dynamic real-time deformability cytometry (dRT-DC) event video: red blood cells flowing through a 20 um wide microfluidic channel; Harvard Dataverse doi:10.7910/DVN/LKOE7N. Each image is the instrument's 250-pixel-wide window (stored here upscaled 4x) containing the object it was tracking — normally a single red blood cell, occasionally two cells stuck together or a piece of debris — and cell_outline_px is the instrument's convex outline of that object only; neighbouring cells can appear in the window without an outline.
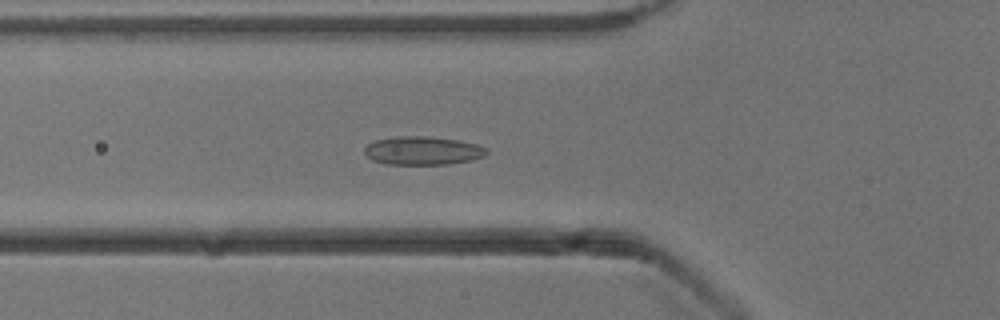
{"species": "common noctule bat (a hibernating species)", "species_latin": "Nyctalus noctula", "temperature_condition": "cold", "stored_images_in_passage": 52, "camera_frame_rate_fps": 3000, "um_per_image_px": 0.085, "animal": {"sex": "male", "body_mass_g": 13.3}, "frame": {"image": 1, "passage_image": 18, "time_ms": 5.667, "image_size_px": [1000, 320], "cell_outline_px": [[488, 152], [484, 156], [472, 160], [448, 164], [384, 164], [372, 160], [364, 152], [364, 148], [368, 144], [376, 140], [396, 136], [428, 136], [460, 140], [476, 144], [488, 148]], "centroid_in_image_um": [35.95, 12.8], "position_along_channel_um": 89.9, "area_um2": 20.35}}
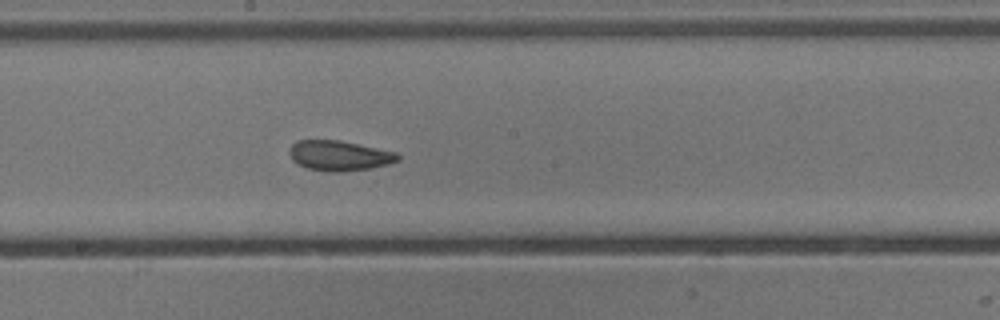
{"frame": {"image": 2, "passage_image": 28, "time_ms": 9.0, "image_size_px": [1000, 320], "cell_outline_px": [[400, 160], [388, 164], [372, 168], [340, 172], [332, 172], [308, 168], [296, 164], [292, 160], [288, 152], [288, 148], [296, 140], [340, 140], [396, 152], [400, 156]], "centroid_in_image_um": [28.81, 13.22], "position_along_channel_um": 219.4, "area_um2": 19.19}}
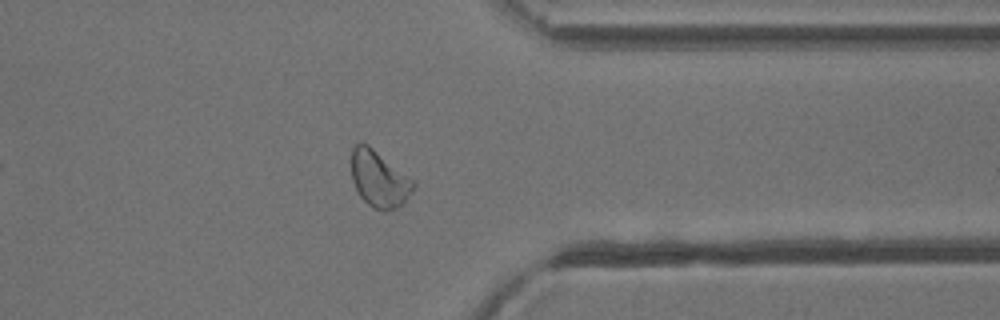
{"frame": {"image": 3, "passage_image": 41, "time_ms": 13.333, "image_size_px": [1000, 320], "cell_outline_px": [[416, 188], [396, 208], [388, 212], [384, 212], [372, 208], [360, 196], [352, 180], [352, 148], [356, 144], [368, 144], [416, 180]], "centroid_in_image_um": [32.26, 15.23], "position_along_channel_um": 379.1, "area_um2": 20.58}, "authors_computed_cell_mechanics": {"area_um2": 20.5479, "velocity_mm_per_s": 3.8597, "shape_relaxation_time_tau1_ms": null, "shape_relaxation_time_tau2_ms": 1.6714, "deformation_change_tau1": null, "deformation_change_tau2": 0.0793}}